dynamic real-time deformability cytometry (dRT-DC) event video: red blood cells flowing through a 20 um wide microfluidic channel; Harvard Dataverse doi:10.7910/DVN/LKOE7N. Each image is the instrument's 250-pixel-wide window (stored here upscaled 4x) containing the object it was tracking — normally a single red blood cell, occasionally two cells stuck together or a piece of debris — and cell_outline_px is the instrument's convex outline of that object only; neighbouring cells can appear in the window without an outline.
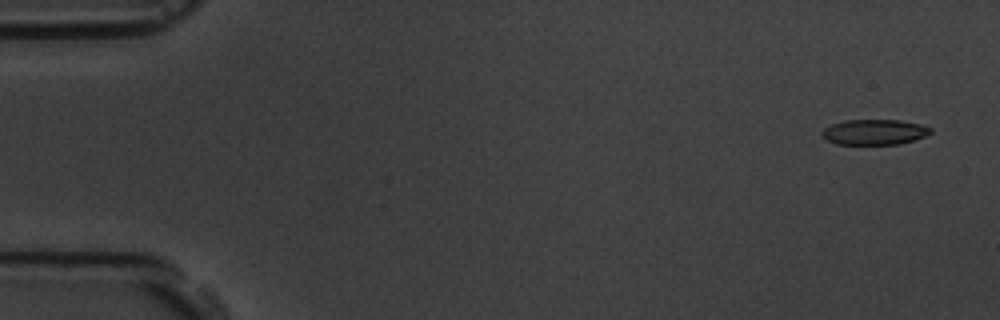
{"species": "common noctule bat (a hibernating species)", "species_latin": "Nyctalus noctula", "temperature_condition": "room temperature", "stored_images_in_passage": 4, "camera_frame_rate_fps": 3000, "um_per_image_px": 0.085, "animal": {"sex": "male", "body_mass_g": 19.5, "forearm_length_mm": 54.6}, "frame": {"image": 1, "passage_image": 1, "time_ms": 0.0, "image_size_px": [1000, 320], "cell_outline_px": [[932, 132], [924, 136], [900, 144], [836, 144], [828, 140], [820, 132], [824, 128], [832, 124], [844, 120], [900, 120], [920, 124], [932, 128]], "centroid_in_image_um": [74.32, 11.22], "position_along_channel_um": 10.7, "area_um2": 15.95}}